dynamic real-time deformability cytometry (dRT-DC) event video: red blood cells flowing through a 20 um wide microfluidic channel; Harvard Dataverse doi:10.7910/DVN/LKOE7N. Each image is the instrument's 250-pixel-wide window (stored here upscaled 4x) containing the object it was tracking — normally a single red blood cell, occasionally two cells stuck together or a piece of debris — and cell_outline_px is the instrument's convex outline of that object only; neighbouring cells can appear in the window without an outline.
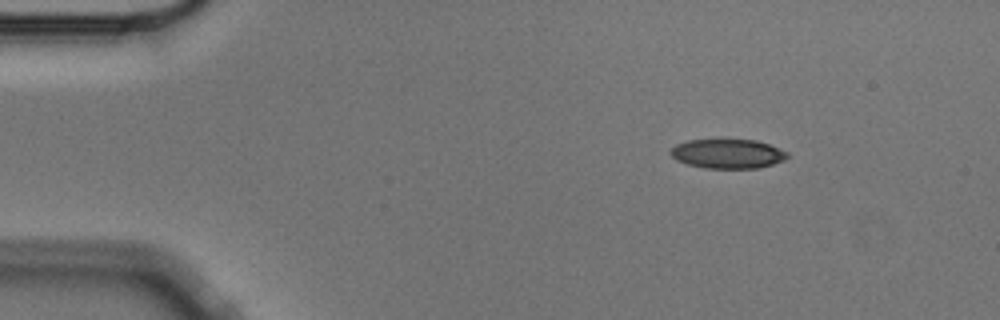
{"species": "Egyptian fruit bat (a non-hibernating species)", "species_latin": "Rousettus aegyptiacus", "temperature_condition": "cold", "stored_images_in_passage": 2, "camera_frame_rate_fps": 3000, "um_per_image_px": 0.085, "animal": {"sex": "male"}, "frame": {"image": 1, "passage_image": 1, "time_ms": 0.0, "image_size_px": [1000, 320], "cell_outline_px": [[788, 156], [784, 160], [760, 168], [704, 168], [688, 164], [676, 160], [668, 152], [676, 144], [688, 140], [756, 140], [768, 144], [788, 152]], "centroid_in_image_um": [61.84, 13.07], "position_along_channel_um": 23.2, "area_um2": 19.88}}